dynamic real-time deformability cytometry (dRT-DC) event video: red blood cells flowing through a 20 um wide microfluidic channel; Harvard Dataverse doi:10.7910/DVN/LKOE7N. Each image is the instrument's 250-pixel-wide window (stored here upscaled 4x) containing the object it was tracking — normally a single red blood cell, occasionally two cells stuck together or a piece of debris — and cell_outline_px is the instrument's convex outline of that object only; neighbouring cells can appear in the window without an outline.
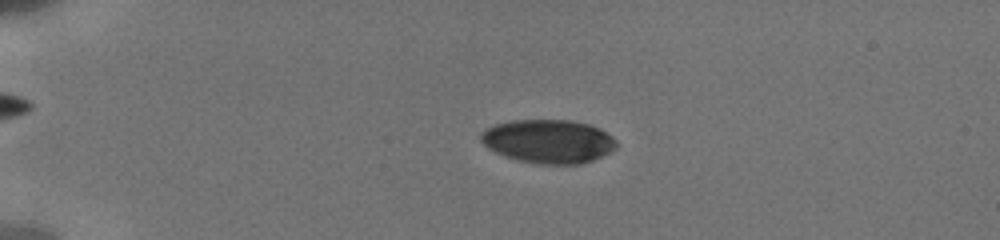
{"species": "human", "species_latin": "Homo sapiens", "temperature_condition": "cold", "stored_images_in_passage": 46, "camera_frame_rate_fps": 3000, "um_per_image_px": 0.085, "donor": {"sex": "male"}, "frame": {"image": 1, "passage_image": 9, "time_ms": 3.333, "image_size_px": [1000, 240], "cell_outline_px": [[616, 148], [592, 160], [580, 164], [536, 164], [516, 160], [504, 156], [488, 148], [480, 140], [480, 132], [496, 124], [512, 120], [568, 120], [588, 124], [600, 128], [612, 136], [616, 140]], "centroid_in_image_um": [46.59, 12.01], "position_along_channel_um": 38.4, "area_um2": 34.45}}
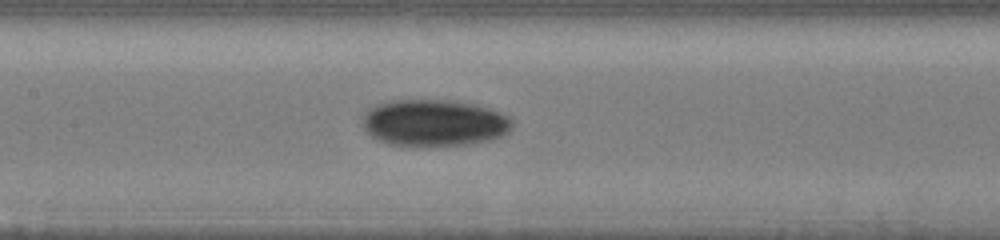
{"frame": {"image": 2, "passage_image": 24, "time_ms": 8.333, "image_size_px": [1000, 240], "cell_outline_px": [[512, 128], [504, 136], [492, 140], [468, 144], [428, 148], [388, 144], [372, 136], [364, 128], [364, 116], [368, 108], [376, 104], [388, 100], [452, 100], [476, 104], [488, 108], [508, 116], [512, 120]], "centroid_in_image_um": [36.92, 10.46], "position_along_channel_um": 170.5, "area_um2": 41.5}}
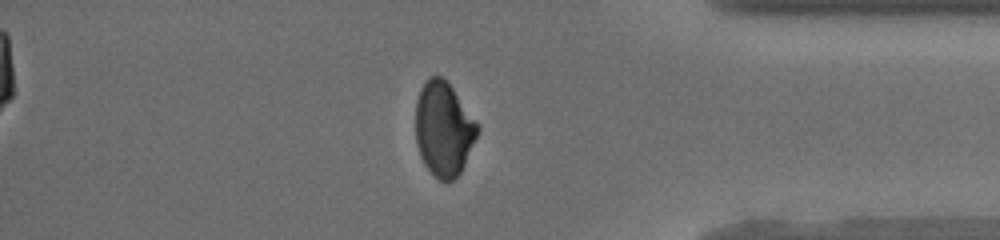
{"frame": {"image": 3, "passage_image": 41, "time_ms": 14.667, "image_size_px": [1000, 240], "cell_outline_px": [[480, 128], [464, 164], [460, 172], [448, 184], [440, 180], [424, 164], [420, 156], [416, 144], [416, 100], [420, 88], [428, 76], [440, 76], [452, 88], [480, 124]], "centroid_in_image_um": [37.7, 10.95], "position_along_channel_um": 397.5, "area_um2": 33.93}, "authors_computed_cell_mechanics": {"area_um2": 36.2406, "velocity_mm_per_s": 3.8558, "shape_relaxation_time_tau1_ms": 4.0826, "shape_relaxation_time_tau2_ms": 6.9101, "deformation_change_tau1": 0.1256, "deformation_change_tau2": 0.0792}}